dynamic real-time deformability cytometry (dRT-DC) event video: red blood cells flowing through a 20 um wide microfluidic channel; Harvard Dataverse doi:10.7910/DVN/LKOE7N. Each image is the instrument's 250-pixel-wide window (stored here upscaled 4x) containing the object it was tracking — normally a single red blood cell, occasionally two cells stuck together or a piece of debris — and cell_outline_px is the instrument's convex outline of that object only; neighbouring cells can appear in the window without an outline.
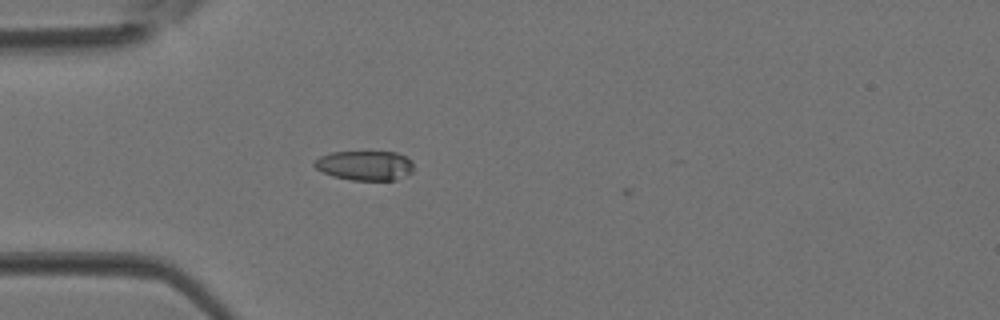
{"species": "Egyptian fruit bat (a non-hibernating species)", "species_latin": "Rousettus aegyptiacus", "temperature_condition": "room temperature", "stored_images_in_passage": 3, "camera_frame_rate_fps": 3000, "um_per_image_px": 0.085, "animal": {"sex": "female"}, "frame": {"image": 1, "passage_image": 3, "time_ms": 0.667, "image_size_px": [1000, 320], "cell_outline_px": [[412, 172], [396, 180], [352, 180], [332, 176], [316, 168], [312, 164], [312, 160], [320, 156], [332, 152], [396, 152], [412, 160]], "centroid_in_image_um": [30.99, 14.06], "position_along_channel_um": 54.0, "area_um2": 17.17}}